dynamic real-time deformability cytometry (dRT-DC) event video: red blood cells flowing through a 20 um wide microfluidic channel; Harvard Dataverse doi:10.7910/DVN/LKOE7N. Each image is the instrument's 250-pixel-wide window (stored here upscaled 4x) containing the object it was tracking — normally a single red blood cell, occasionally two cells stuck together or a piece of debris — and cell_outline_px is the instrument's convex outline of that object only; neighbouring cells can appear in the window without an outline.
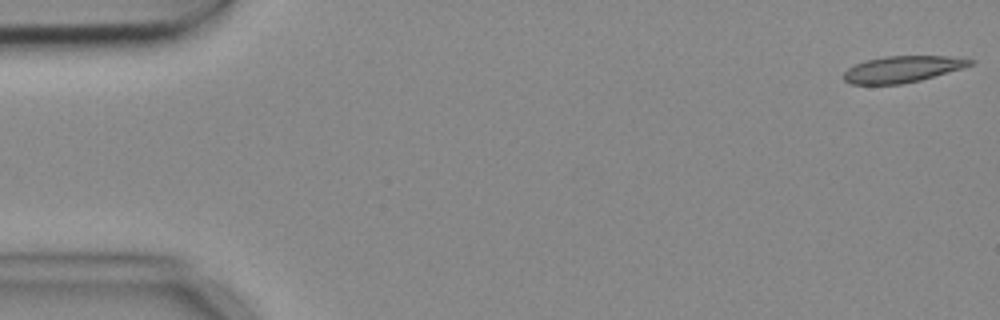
{"species": "common noctule bat (a hibernating species)", "species_latin": "Nyctalus noctula", "temperature_condition": "cold", "stored_images_in_passage": 5, "camera_frame_rate_fps": 3000, "um_per_image_px": 0.085, "animal": {"sex": "female", "body_mass_g": 18.4}, "frame": {"image": 1, "passage_image": 1, "time_ms": 0.0, "image_size_px": [1000, 320], "cell_outline_px": [[976, 60], [972, 64], [964, 68], [920, 80], [900, 84], [852, 84], [844, 80], [844, 72], [848, 68], [864, 60], [884, 56], [952, 56]], "centroid_in_image_um": [76.73, 5.87], "position_along_channel_um": 8.3, "area_um2": 19.48}}
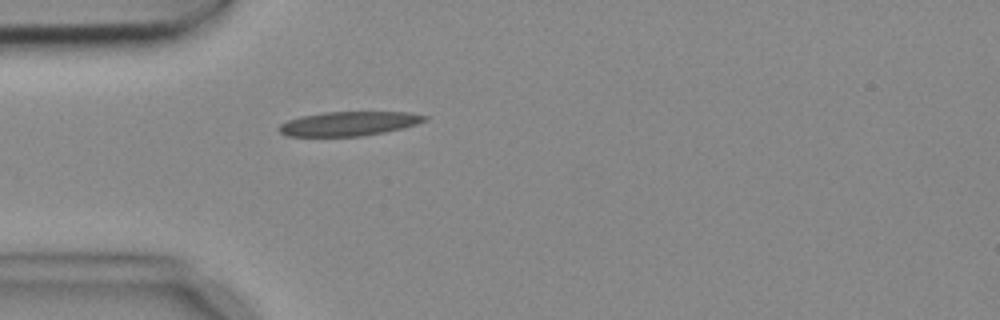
{"frame": {"image": 2, "passage_image": 5, "time_ms": 1.333, "image_size_px": [1000, 320], "cell_outline_px": [[428, 120], [404, 128], [364, 136], [288, 136], [280, 132], [276, 128], [280, 124], [288, 120], [300, 116], [324, 112], [408, 112], [428, 116]], "centroid_in_image_um": [29.65, 10.51], "position_along_channel_um": 55.3, "area_um2": 20.69}}